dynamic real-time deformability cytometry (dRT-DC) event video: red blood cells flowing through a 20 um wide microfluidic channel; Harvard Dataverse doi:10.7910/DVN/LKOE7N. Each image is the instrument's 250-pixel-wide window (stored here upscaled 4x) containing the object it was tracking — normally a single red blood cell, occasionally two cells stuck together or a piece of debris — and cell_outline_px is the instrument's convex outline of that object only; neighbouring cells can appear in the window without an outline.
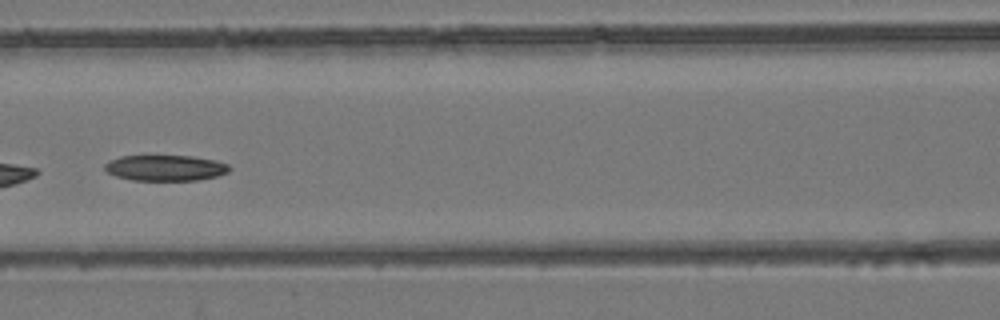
{"species": "common noctule bat (a hibernating species)", "species_latin": "Nyctalus noctula", "temperature_condition": "room temperature", "stored_images_in_passage": 6, "camera_frame_rate_fps": 3000, "um_per_image_px": 0.085, "animal": {"sex": "female", "body_mass_g": 24.6, "forearm_length_mm": 56.2}, "frame": {"image": 1, "passage_image": 6, "time_ms": 6.667, "image_size_px": [1000, 320], "cell_outline_px": [[232, 168], [228, 172], [216, 176], [196, 180], [132, 180], [116, 176], [108, 172], [104, 168], [104, 164], [108, 160], [120, 156], [192, 156], [216, 160], [228, 164]], "centroid_in_image_um": [14.05, 14.26], "position_along_channel_um": 152.5, "area_um2": 18.73}}